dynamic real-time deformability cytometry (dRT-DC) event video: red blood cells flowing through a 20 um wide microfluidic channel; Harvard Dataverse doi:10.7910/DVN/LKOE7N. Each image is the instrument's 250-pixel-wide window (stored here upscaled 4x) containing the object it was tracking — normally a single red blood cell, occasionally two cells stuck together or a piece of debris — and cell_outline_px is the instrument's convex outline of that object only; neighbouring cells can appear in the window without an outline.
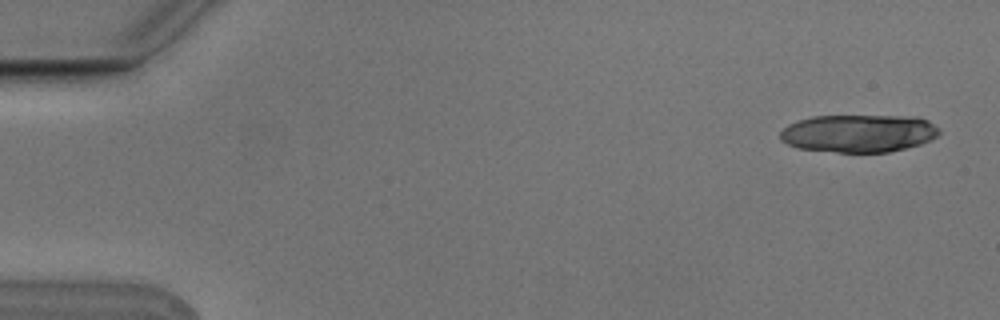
{"species": "Egyptian fruit bat (a non-hibernating species)", "species_latin": "Rousettus aegyptiacus", "temperature_condition": "cold", "stored_images_in_passage": 6, "camera_frame_rate_fps": 3000, "um_per_image_px": 0.085, "animal": {"sex": "male"}, "frame": {"image": 1, "passage_image": 1, "time_ms": 0.0, "image_size_px": [1000, 320], "cell_outline_px": [[940, 132], [932, 140], [920, 144], [888, 152], [836, 152], [800, 148], [788, 144], [780, 140], [780, 132], [788, 124], [812, 116], [916, 116], [928, 120], [940, 128]], "centroid_in_image_um": [73.01, 11.32], "position_along_channel_um": 12.0, "area_um2": 35.03}}